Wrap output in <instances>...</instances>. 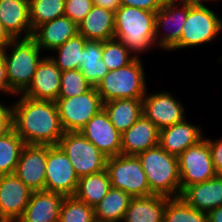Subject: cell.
I'll return each mask as SVG.
<instances>
[{"label":"cell","instance_id":"1","mask_svg":"<svg viewBox=\"0 0 222 222\" xmlns=\"http://www.w3.org/2000/svg\"><path fill=\"white\" fill-rule=\"evenodd\" d=\"M12 106V128L28 145H58L64 130L55 101L30 99L22 94Z\"/></svg>","mask_w":222,"mask_h":222},{"label":"cell","instance_id":"2","mask_svg":"<svg viewBox=\"0 0 222 222\" xmlns=\"http://www.w3.org/2000/svg\"><path fill=\"white\" fill-rule=\"evenodd\" d=\"M155 14L156 12L121 5L114 15V38L132 54L148 50L155 45Z\"/></svg>","mask_w":222,"mask_h":222},{"label":"cell","instance_id":"3","mask_svg":"<svg viewBox=\"0 0 222 222\" xmlns=\"http://www.w3.org/2000/svg\"><path fill=\"white\" fill-rule=\"evenodd\" d=\"M137 157L153 194L169 198L180 197L178 157L166 152L159 144L139 153Z\"/></svg>","mask_w":222,"mask_h":222},{"label":"cell","instance_id":"4","mask_svg":"<svg viewBox=\"0 0 222 222\" xmlns=\"http://www.w3.org/2000/svg\"><path fill=\"white\" fill-rule=\"evenodd\" d=\"M9 47H12V51L8 54L6 51ZM2 51L10 90L14 95L22 94L31 84L37 66L42 60L41 48L32 37H29L13 39Z\"/></svg>","mask_w":222,"mask_h":222},{"label":"cell","instance_id":"5","mask_svg":"<svg viewBox=\"0 0 222 222\" xmlns=\"http://www.w3.org/2000/svg\"><path fill=\"white\" fill-rule=\"evenodd\" d=\"M103 103L115 99H142L146 94L145 74L141 59L108 73L96 85Z\"/></svg>","mask_w":222,"mask_h":222},{"label":"cell","instance_id":"6","mask_svg":"<svg viewBox=\"0 0 222 222\" xmlns=\"http://www.w3.org/2000/svg\"><path fill=\"white\" fill-rule=\"evenodd\" d=\"M106 170L111 187L125 191L132 198L152 195L141 161L136 155L107 158Z\"/></svg>","mask_w":222,"mask_h":222},{"label":"cell","instance_id":"7","mask_svg":"<svg viewBox=\"0 0 222 222\" xmlns=\"http://www.w3.org/2000/svg\"><path fill=\"white\" fill-rule=\"evenodd\" d=\"M58 146L67 155L79 178L106 170L107 157L80 131L64 132Z\"/></svg>","mask_w":222,"mask_h":222},{"label":"cell","instance_id":"8","mask_svg":"<svg viewBox=\"0 0 222 222\" xmlns=\"http://www.w3.org/2000/svg\"><path fill=\"white\" fill-rule=\"evenodd\" d=\"M55 102L64 132L80 131L94 115L103 109V102L95 86L79 96L58 97Z\"/></svg>","mask_w":222,"mask_h":222},{"label":"cell","instance_id":"9","mask_svg":"<svg viewBox=\"0 0 222 222\" xmlns=\"http://www.w3.org/2000/svg\"><path fill=\"white\" fill-rule=\"evenodd\" d=\"M222 31V19L207 6H190L182 27L180 41L171 49L177 50L213 41Z\"/></svg>","mask_w":222,"mask_h":222},{"label":"cell","instance_id":"10","mask_svg":"<svg viewBox=\"0 0 222 222\" xmlns=\"http://www.w3.org/2000/svg\"><path fill=\"white\" fill-rule=\"evenodd\" d=\"M178 166L181 193L187 186L205 182L217 175L205 138L178 156Z\"/></svg>","mask_w":222,"mask_h":222},{"label":"cell","instance_id":"11","mask_svg":"<svg viewBox=\"0 0 222 222\" xmlns=\"http://www.w3.org/2000/svg\"><path fill=\"white\" fill-rule=\"evenodd\" d=\"M79 177L65 152L58 146L47 145L45 191L74 196Z\"/></svg>","mask_w":222,"mask_h":222},{"label":"cell","instance_id":"12","mask_svg":"<svg viewBox=\"0 0 222 222\" xmlns=\"http://www.w3.org/2000/svg\"><path fill=\"white\" fill-rule=\"evenodd\" d=\"M32 193L15 174L0 175V222H17Z\"/></svg>","mask_w":222,"mask_h":222},{"label":"cell","instance_id":"13","mask_svg":"<svg viewBox=\"0 0 222 222\" xmlns=\"http://www.w3.org/2000/svg\"><path fill=\"white\" fill-rule=\"evenodd\" d=\"M179 5L181 7H179ZM188 11L189 5L180 2L177 4L176 0H167L165 4L156 12L155 42H157V47L163 48L164 50H171L180 41L182 27L186 22ZM161 27H164L165 30L167 29L168 32L160 35L161 33L159 32V29H162Z\"/></svg>","mask_w":222,"mask_h":222},{"label":"cell","instance_id":"14","mask_svg":"<svg viewBox=\"0 0 222 222\" xmlns=\"http://www.w3.org/2000/svg\"><path fill=\"white\" fill-rule=\"evenodd\" d=\"M168 91L153 93L142 98V114L159 130L181 122L185 118L184 107Z\"/></svg>","mask_w":222,"mask_h":222},{"label":"cell","instance_id":"15","mask_svg":"<svg viewBox=\"0 0 222 222\" xmlns=\"http://www.w3.org/2000/svg\"><path fill=\"white\" fill-rule=\"evenodd\" d=\"M80 132L107 158L121 154V133L111 123L104 109L94 115Z\"/></svg>","mask_w":222,"mask_h":222},{"label":"cell","instance_id":"16","mask_svg":"<svg viewBox=\"0 0 222 222\" xmlns=\"http://www.w3.org/2000/svg\"><path fill=\"white\" fill-rule=\"evenodd\" d=\"M47 145L25 144L21 150L15 175L32 191L45 190Z\"/></svg>","mask_w":222,"mask_h":222},{"label":"cell","instance_id":"17","mask_svg":"<svg viewBox=\"0 0 222 222\" xmlns=\"http://www.w3.org/2000/svg\"><path fill=\"white\" fill-rule=\"evenodd\" d=\"M61 73L51 56L42 57L31 84L22 95L34 100L56 101L60 91Z\"/></svg>","mask_w":222,"mask_h":222},{"label":"cell","instance_id":"18","mask_svg":"<svg viewBox=\"0 0 222 222\" xmlns=\"http://www.w3.org/2000/svg\"><path fill=\"white\" fill-rule=\"evenodd\" d=\"M160 130L143 114L121 134V154L138 155L159 144Z\"/></svg>","mask_w":222,"mask_h":222},{"label":"cell","instance_id":"19","mask_svg":"<svg viewBox=\"0 0 222 222\" xmlns=\"http://www.w3.org/2000/svg\"><path fill=\"white\" fill-rule=\"evenodd\" d=\"M65 196L48 192L33 191L28 205L17 222H59Z\"/></svg>","mask_w":222,"mask_h":222},{"label":"cell","instance_id":"20","mask_svg":"<svg viewBox=\"0 0 222 222\" xmlns=\"http://www.w3.org/2000/svg\"><path fill=\"white\" fill-rule=\"evenodd\" d=\"M203 139L201 128L186 119L160 130L159 145L169 154L178 157L187 148Z\"/></svg>","mask_w":222,"mask_h":222},{"label":"cell","instance_id":"21","mask_svg":"<svg viewBox=\"0 0 222 222\" xmlns=\"http://www.w3.org/2000/svg\"><path fill=\"white\" fill-rule=\"evenodd\" d=\"M180 197L194 209L208 213L222 205V175L187 186Z\"/></svg>","mask_w":222,"mask_h":222},{"label":"cell","instance_id":"22","mask_svg":"<svg viewBox=\"0 0 222 222\" xmlns=\"http://www.w3.org/2000/svg\"><path fill=\"white\" fill-rule=\"evenodd\" d=\"M0 21L13 39L32 37L29 0H0Z\"/></svg>","mask_w":222,"mask_h":222},{"label":"cell","instance_id":"23","mask_svg":"<svg viewBox=\"0 0 222 222\" xmlns=\"http://www.w3.org/2000/svg\"><path fill=\"white\" fill-rule=\"evenodd\" d=\"M77 34L78 25L67 16H62L38 26L33 31L32 38L41 50L53 51Z\"/></svg>","mask_w":222,"mask_h":222},{"label":"cell","instance_id":"24","mask_svg":"<svg viewBox=\"0 0 222 222\" xmlns=\"http://www.w3.org/2000/svg\"><path fill=\"white\" fill-rule=\"evenodd\" d=\"M115 12L93 6L86 17L78 24V34L86 40L106 41L114 38Z\"/></svg>","mask_w":222,"mask_h":222},{"label":"cell","instance_id":"25","mask_svg":"<svg viewBox=\"0 0 222 222\" xmlns=\"http://www.w3.org/2000/svg\"><path fill=\"white\" fill-rule=\"evenodd\" d=\"M169 197L149 195L135 197L129 203L124 222H163L166 202Z\"/></svg>","mask_w":222,"mask_h":222},{"label":"cell","instance_id":"26","mask_svg":"<svg viewBox=\"0 0 222 222\" xmlns=\"http://www.w3.org/2000/svg\"><path fill=\"white\" fill-rule=\"evenodd\" d=\"M103 109L122 134L142 116V99H115L103 103Z\"/></svg>","mask_w":222,"mask_h":222},{"label":"cell","instance_id":"27","mask_svg":"<svg viewBox=\"0 0 222 222\" xmlns=\"http://www.w3.org/2000/svg\"><path fill=\"white\" fill-rule=\"evenodd\" d=\"M132 197L125 191L111 187L106 196L94 207L96 222H121Z\"/></svg>","mask_w":222,"mask_h":222},{"label":"cell","instance_id":"28","mask_svg":"<svg viewBox=\"0 0 222 222\" xmlns=\"http://www.w3.org/2000/svg\"><path fill=\"white\" fill-rule=\"evenodd\" d=\"M110 188L109 174L107 170H104L79 178L74 197L94 208L106 196Z\"/></svg>","mask_w":222,"mask_h":222},{"label":"cell","instance_id":"29","mask_svg":"<svg viewBox=\"0 0 222 222\" xmlns=\"http://www.w3.org/2000/svg\"><path fill=\"white\" fill-rule=\"evenodd\" d=\"M79 69L86 80L95 87L108 73V67L102 60V41H86L83 48V63Z\"/></svg>","mask_w":222,"mask_h":222},{"label":"cell","instance_id":"30","mask_svg":"<svg viewBox=\"0 0 222 222\" xmlns=\"http://www.w3.org/2000/svg\"><path fill=\"white\" fill-rule=\"evenodd\" d=\"M24 145L23 139L13 128L0 136V175L15 174Z\"/></svg>","mask_w":222,"mask_h":222},{"label":"cell","instance_id":"31","mask_svg":"<svg viewBox=\"0 0 222 222\" xmlns=\"http://www.w3.org/2000/svg\"><path fill=\"white\" fill-rule=\"evenodd\" d=\"M83 35L77 34L68 39L64 44L53 51L58 52V57H51L56 66L63 72L67 70L79 69L83 63V48L86 43Z\"/></svg>","mask_w":222,"mask_h":222},{"label":"cell","instance_id":"32","mask_svg":"<svg viewBox=\"0 0 222 222\" xmlns=\"http://www.w3.org/2000/svg\"><path fill=\"white\" fill-rule=\"evenodd\" d=\"M65 0H29L32 32L40 25L64 16Z\"/></svg>","mask_w":222,"mask_h":222},{"label":"cell","instance_id":"33","mask_svg":"<svg viewBox=\"0 0 222 222\" xmlns=\"http://www.w3.org/2000/svg\"><path fill=\"white\" fill-rule=\"evenodd\" d=\"M163 222H209L208 214L194 209L181 197L166 202Z\"/></svg>","mask_w":222,"mask_h":222},{"label":"cell","instance_id":"34","mask_svg":"<svg viewBox=\"0 0 222 222\" xmlns=\"http://www.w3.org/2000/svg\"><path fill=\"white\" fill-rule=\"evenodd\" d=\"M138 55H131L118 39L102 41V60L108 67V71L117 70L130 64Z\"/></svg>","mask_w":222,"mask_h":222},{"label":"cell","instance_id":"35","mask_svg":"<svg viewBox=\"0 0 222 222\" xmlns=\"http://www.w3.org/2000/svg\"><path fill=\"white\" fill-rule=\"evenodd\" d=\"M59 222H96L94 208L74 196L65 197L60 209Z\"/></svg>","mask_w":222,"mask_h":222},{"label":"cell","instance_id":"36","mask_svg":"<svg viewBox=\"0 0 222 222\" xmlns=\"http://www.w3.org/2000/svg\"><path fill=\"white\" fill-rule=\"evenodd\" d=\"M93 87L84 77L80 69L67 70L61 73L58 97L71 98L79 96Z\"/></svg>","mask_w":222,"mask_h":222},{"label":"cell","instance_id":"37","mask_svg":"<svg viewBox=\"0 0 222 222\" xmlns=\"http://www.w3.org/2000/svg\"><path fill=\"white\" fill-rule=\"evenodd\" d=\"M93 6L92 0H65L64 16L78 25Z\"/></svg>","mask_w":222,"mask_h":222},{"label":"cell","instance_id":"38","mask_svg":"<svg viewBox=\"0 0 222 222\" xmlns=\"http://www.w3.org/2000/svg\"><path fill=\"white\" fill-rule=\"evenodd\" d=\"M209 145L213 167L217 175H222V139H216L212 142L207 138Z\"/></svg>","mask_w":222,"mask_h":222},{"label":"cell","instance_id":"39","mask_svg":"<svg viewBox=\"0 0 222 222\" xmlns=\"http://www.w3.org/2000/svg\"><path fill=\"white\" fill-rule=\"evenodd\" d=\"M167 0H120L121 5L157 12Z\"/></svg>","mask_w":222,"mask_h":222},{"label":"cell","instance_id":"40","mask_svg":"<svg viewBox=\"0 0 222 222\" xmlns=\"http://www.w3.org/2000/svg\"><path fill=\"white\" fill-rule=\"evenodd\" d=\"M12 128V106L0 104V136Z\"/></svg>","mask_w":222,"mask_h":222},{"label":"cell","instance_id":"41","mask_svg":"<svg viewBox=\"0 0 222 222\" xmlns=\"http://www.w3.org/2000/svg\"><path fill=\"white\" fill-rule=\"evenodd\" d=\"M0 91L4 94L7 93L8 94H14L11 90H10V86L8 83V79H7V72H6V64H5V60H4V55H3V51L0 50Z\"/></svg>","mask_w":222,"mask_h":222},{"label":"cell","instance_id":"42","mask_svg":"<svg viewBox=\"0 0 222 222\" xmlns=\"http://www.w3.org/2000/svg\"><path fill=\"white\" fill-rule=\"evenodd\" d=\"M93 5L115 12L120 6V0H92Z\"/></svg>","mask_w":222,"mask_h":222},{"label":"cell","instance_id":"43","mask_svg":"<svg viewBox=\"0 0 222 222\" xmlns=\"http://www.w3.org/2000/svg\"><path fill=\"white\" fill-rule=\"evenodd\" d=\"M12 40L13 38L8 34V32L5 30L3 24L0 21V50L5 48V46Z\"/></svg>","mask_w":222,"mask_h":222},{"label":"cell","instance_id":"44","mask_svg":"<svg viewBox=\"0 0 222 222\" xmlns=\"http://www.w3.org/2000/svg\"><path fill=\"white\" fill-rule=\"evenodd\" d=\"M209 222H222V205L208 213Z\"/></svg>","mask_w":222,"mask_h":222},{"label":"cell","instance_id":"45","mask_svg":"<svg viewBox=\"0 0 222 222\" xmlns=\"http://www.w3.org/2000/svg\"><path fill=\"white\" fill-rule=\"evenodd\" d=\"M176 1L179 2L180 0H176ZM181 1H180V3L187 4L190 6H205L204 4H202L205 0H181ZM206 1H208V0H206Z\"/></svg>","mask_w":222,"mask_h":222}]
</instances>
